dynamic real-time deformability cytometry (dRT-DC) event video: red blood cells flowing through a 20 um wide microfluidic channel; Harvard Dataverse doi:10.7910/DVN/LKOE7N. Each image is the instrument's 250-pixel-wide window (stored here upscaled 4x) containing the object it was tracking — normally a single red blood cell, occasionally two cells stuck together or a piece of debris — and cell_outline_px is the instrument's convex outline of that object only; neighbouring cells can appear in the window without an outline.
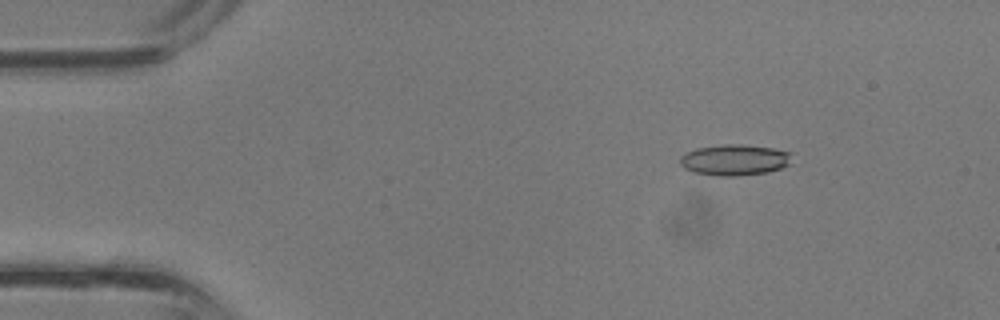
{"species": "common noctule bat (a hibernating species)", "species_latin": "Nyctalus noctula", "temperature_condition": "room temperature", "stored_images_in_passage": 33, "camera_frame_rate_fps": 3000, "um_per_image_px": 0.085, "animal": {"sex": "male", "body_mass_g": 13.3}, "frame": {"image": 1, "passage_image": 1, "time_ms": 0.0, "image_size_px": [1000, 320], "cell_outline_px": [[792, 164], [768, 172], [736, 176], [716, 176], [692, 172], [684, 168], [680, 164], [680, 156], [684, 152], [696, 148], [720, 144], [736, 144], [772, 148], [792, 152]], "centroid_in_image_um": [62.43, 13.59], "position_along_channel_um": 22.6, "area_um2": 20.52}}
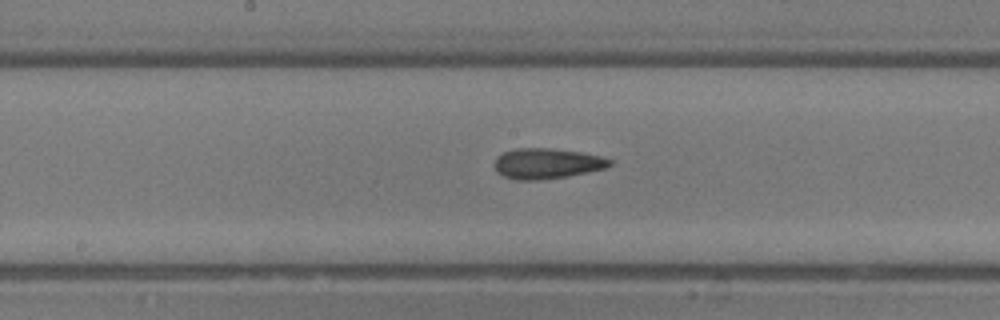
{"frame": {"image": 2, "passage_image": 15, "time_ms": 4.667, "image_size_px": [1000, 320], "cell_outline_px": [[612, 164], [604, 168], [568, 176], [540, 180], [516, 180], [504, 176], [496, 172], [496, 156], [504, 152], [516, 148], [548, 148], [580, 152], [600, 156], [612, 160]], "centroid_in_image_um": [46.46, 13.9], "position_along_channel_um": 201.7, "area_um2": 20.29}}
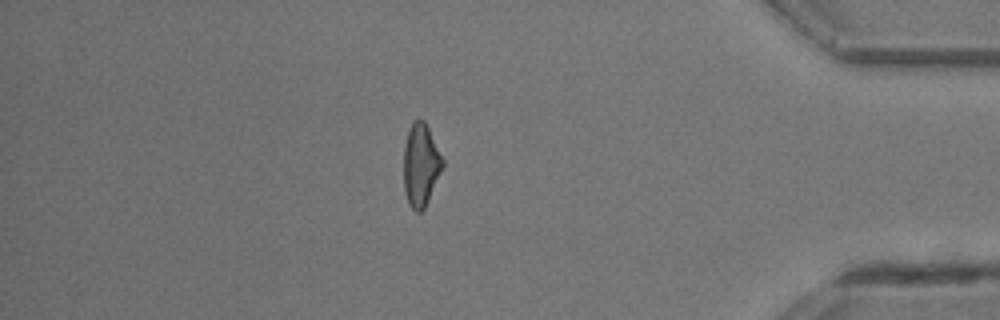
{"frame": {"image": 3, "passage_image": 28, "time_ms": 9.0, "image_size_px": [1000, 320], "cell_outline_px": [[444, 164], [428, 200], [424, 208], [420, 212], [416, 212], [408, 204], [404, 192], [404, 144], [412, 120], [424, 120], [444, 160]], "centroid_in_image_um": [35.75, 14.03], "position_along_channel_um": 399.5, "area_um2": 18.61}}